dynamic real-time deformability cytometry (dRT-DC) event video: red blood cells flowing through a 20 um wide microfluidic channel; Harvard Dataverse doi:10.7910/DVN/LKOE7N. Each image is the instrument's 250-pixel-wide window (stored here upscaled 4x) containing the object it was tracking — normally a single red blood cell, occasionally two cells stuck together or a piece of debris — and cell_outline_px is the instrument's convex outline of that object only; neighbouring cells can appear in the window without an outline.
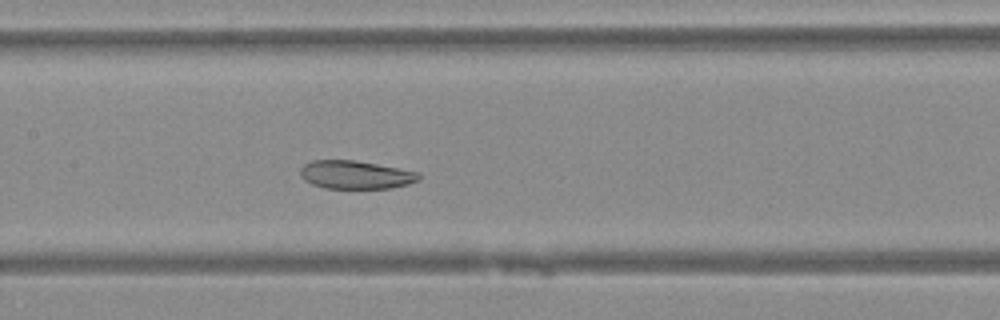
{"species": "Egyptian fruit bat (a non-hibernating species)", "species_latin": "Rousettus aegyptiacus", "temperature_condition": "warm", "stored_images_in_passage": 32, "camera_frame_rate_fps": 3000, "um_per_image_px": 0.085, "animal": {"sex": "female"}, "frame": {"image": 1, "passage_image": 16, "time_ms": 5.0, "image_size_px": [1000, 320], "cell_outline_px": [[420, 180], [408, 184], [392, 188], [324, 188], [312, 184], [304, 180], [300, 176], [300, 168], [304, 164], [312, 160], [352, 160], [376, 164], [420, 172]], "centroid_in_image_um": [30.22, 14.86], "position_along_channel_um": 177.2, "area_um2": 19.54}}
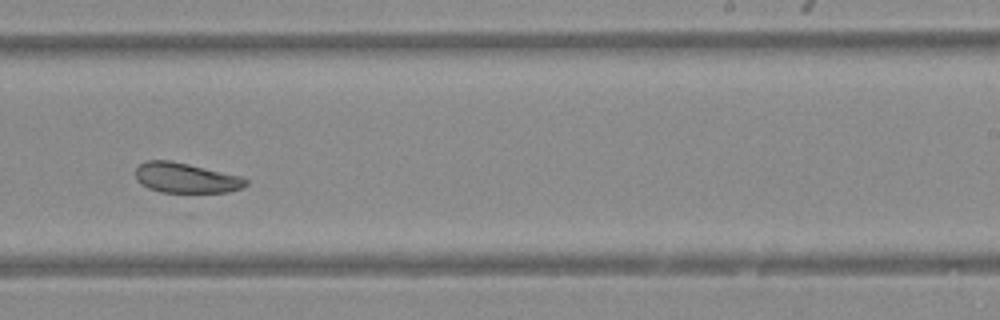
{"frame": {"image": 2, "passage_image": 23, "time_ms": 7.333, "image_size_px": [1000, 320], "cell_outline_px": [[248, 184], [240, 188], [228, 192], [160, 192], [148, 188], [140, 184], [136, 180], [136, 168], [144, 160], [168, 160], [188, 164], [240, 176], [248, 180]], "centroid_in_image_um": [15.76, 15.12], "position_along_channel_um": 273.2, "area_um2": 19.25}}
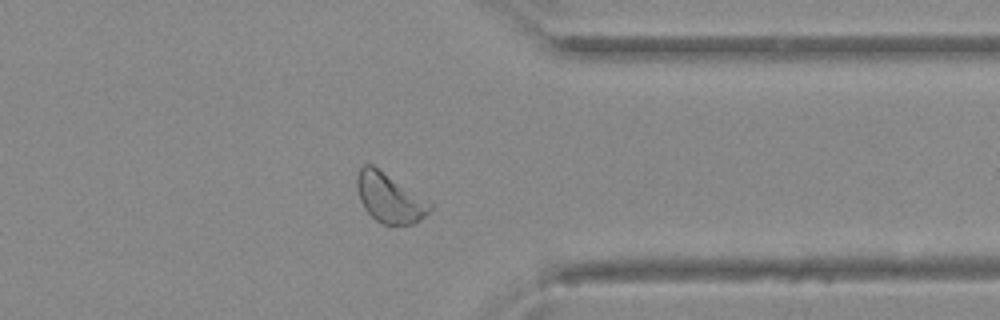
{"frame": {"image": 3, "passage_image": 31, "time_ms": 10.0, "image_size_px": [1000, 320], "cell_outline_px": [[432, 208], [424, 216], [412, 224], [384, 224], [376, 220], [364, 208], [360, 200], [356, 184], [356, 176], [360, 168], [364, 164], [372, 164], [432, 200]], "centroid_in_image_um": [33.14, 16.78], "position_along_channel_um": 378.3, "area_um2": 21.33}}